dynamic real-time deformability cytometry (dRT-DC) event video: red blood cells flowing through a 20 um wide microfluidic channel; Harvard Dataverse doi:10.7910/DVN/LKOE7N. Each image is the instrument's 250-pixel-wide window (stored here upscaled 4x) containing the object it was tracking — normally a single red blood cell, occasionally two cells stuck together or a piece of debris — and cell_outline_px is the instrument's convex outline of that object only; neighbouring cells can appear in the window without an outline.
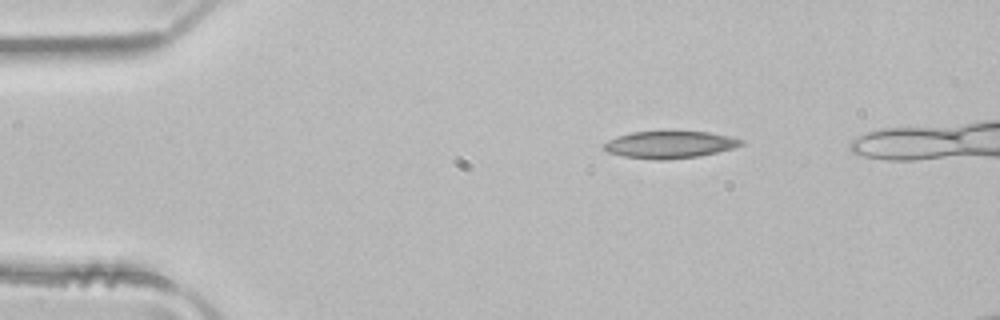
{"species": "common noctule bat (a hibernating species)", "species_latin": "Nyctalus noctula", "temperature_condition": "room temperature", "stored_images_in_passage": 3, "camera_frame_rate_fps": 3000, "um_per_image_px": 0.085, "animal": {"sex": "male", "body_mass_g": 21.5, "forearm_length_mm": 52.0}, "frame": {"image": 1, "passage_image": 3, "time_ms": 0.667, "image_size_px": [1000, 320], "cell_outline_px": [[744, 144], [732, 148], [700, 156], [664, 160], [652, 160], [624, 156], [608, 152], [600, 148], [600, 144], [608, 140], [632, 132], [708, 132], [728, 136], [744, 140]], "centroid_in_image_um": [56.88, 12.31], "position_along_channel_um": 28.1, "area_um2": 21.62}}